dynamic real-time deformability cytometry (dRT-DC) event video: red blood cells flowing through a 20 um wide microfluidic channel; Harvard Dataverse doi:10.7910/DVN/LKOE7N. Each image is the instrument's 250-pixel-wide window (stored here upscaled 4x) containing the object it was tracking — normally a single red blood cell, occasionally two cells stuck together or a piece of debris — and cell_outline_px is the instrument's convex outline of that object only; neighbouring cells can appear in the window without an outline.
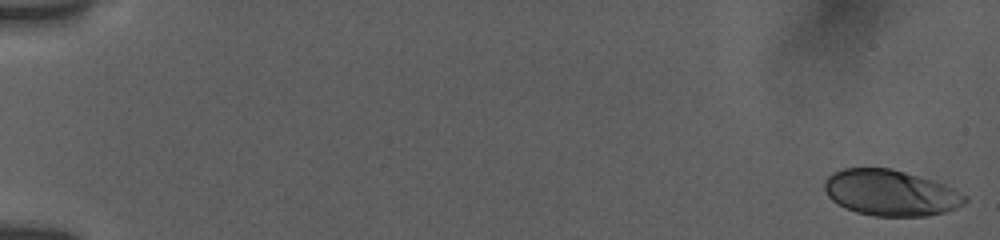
{"species": "human", "species_latin": "Homo sapiens", "temperature_condition": "room temperature", "stored_images_in_passage": 15, "camera_frame_rate_fps": 3000, "um_per_image_px": 0.085, "donor": {"sex": "female"}, "frame": {"image": 1, "passage_image": 1, "time_ms": 0.0, "image_size_px": [1000, 240], "cell_outline_px": [[968, 200], [964, 204], [956, 208], [944, 212], [928, 216], [876, 216], [856, 212], [844, 208], [832, 200], [828, 196], [824, 188], [824, 180], [832, 172], [844, 168], [892, 168], [932, 180], [944, 184], [968, 196]], "centroid_in_image_um": [75.69, 16.39], "position_along_channel_um": 9.3, "area_um2": 37.74}}
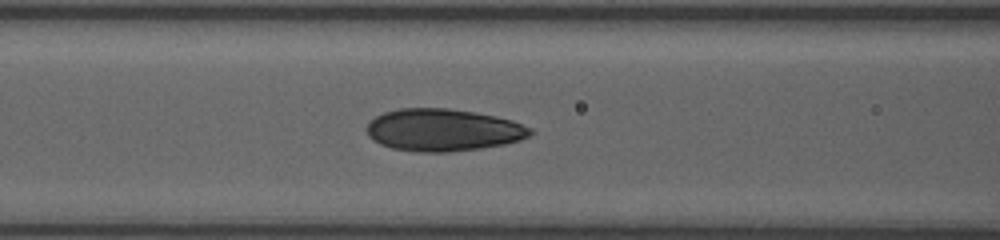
{"frame": {"image": 2, "passage_image": 13, "time_ms": 8.0, "image_size_px": [1000, 240], "cell_outline_px": [[532, 132], [528, 136], [520, 140], [504, 144], [480, 148], [448, 152], [416, 152], [392, 148], [380, 144], [372, 140], [368, 136], [368, 124], [376, 116], [384, 112], [400, 108], [448, 108], [472, 112], [512, 120], [532, 128]], "centroid_in_image_um": [37.64, 11.05], "position_along_channel_um": 129.0, "area_um2": 40.06}}
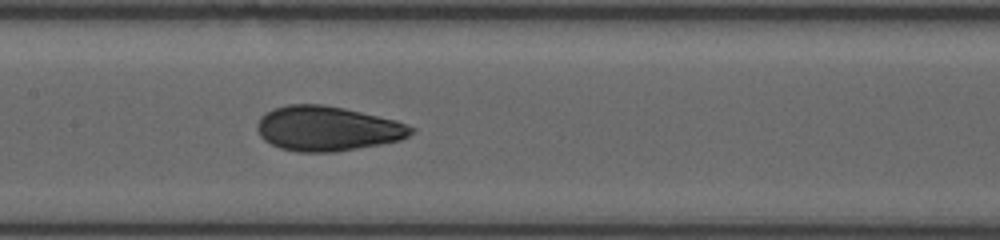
{"frame": {"image": 3, "passage_image": 15, "time_ms": 9.333, "image_size_px": [1000, 240], "cell_outline_px": [[416, 128], [408, 136], [400, 140], [380, 144], [336, 152], [296, 152], [280, 148], [264, 140], [260, 136], [256, 128], [256, 124], [260, 116], [264, 112], [272, 108], [288, 104], [324, 104], [344, 108], [396, 120], [408, 124]], "centroid_in_image_um": [27.79, 10.92], "position_along_channel_um": 179.6, "area_um2": 40.46}}